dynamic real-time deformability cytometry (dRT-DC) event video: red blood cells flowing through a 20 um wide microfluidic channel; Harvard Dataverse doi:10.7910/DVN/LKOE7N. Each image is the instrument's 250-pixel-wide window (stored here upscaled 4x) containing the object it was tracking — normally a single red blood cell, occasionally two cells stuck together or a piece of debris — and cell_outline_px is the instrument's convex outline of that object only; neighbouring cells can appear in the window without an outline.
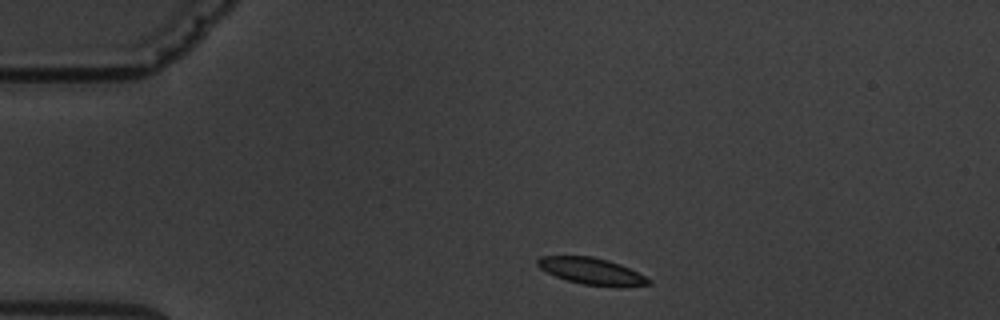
{"species": "common noctule bat (a hibernating species)", "species_latin": "Nyctalus noctula", "temperature_condition": "warm", "stored_images_in_passage": 3, "camera_frame_rate_fps": 3000, "um_per_image_px": 0.085, "animal": {"sex": "male", "body_mass_g": 19.5, "forearm_length_mm": 54.6}, "frame": {"image": 1, "passage_image": 1, "time_ms": 0.0, "image_size_px": [1000, 320], "cell_outline_px": [[652, 284], [580, 284], [556, 276], [540, 268], [536, 264], [536, 260], [540, 256], [592, 256], [608, 260], [620, 264], [652, 280]], "centroid_in_image_um": [50.18, 22.99], "position_along_channel_um": 34.8, "area_um2": 16.36}}
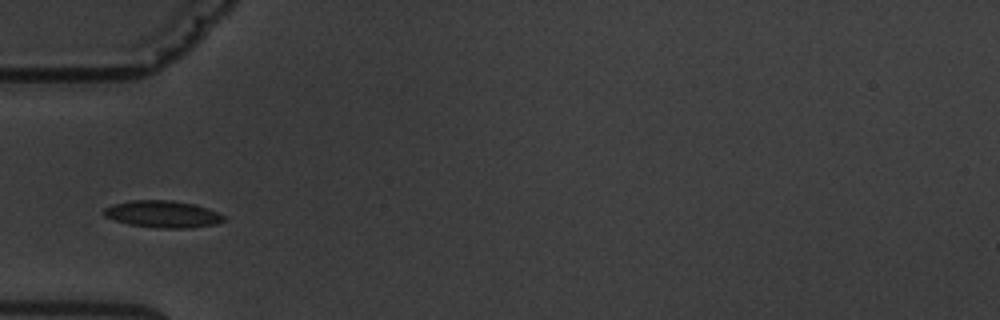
{"frame": {"image": 2, "passage_image": 3, "time_ms": 2.333, "image_size_px": [1000, 320], "cell_outline_px": [[224, 220], [216, 224], [192, 228], [156, 228], [128, 224], [104, 216], [104, 208], [112, 204], [132, 200], [172, 200], [196, 204], [220, 212], [224, 216]], "centroid_in_image_um": [13.86, 18.2], "position_along_channel_um": 71.1, "area_um2": 19.02}}